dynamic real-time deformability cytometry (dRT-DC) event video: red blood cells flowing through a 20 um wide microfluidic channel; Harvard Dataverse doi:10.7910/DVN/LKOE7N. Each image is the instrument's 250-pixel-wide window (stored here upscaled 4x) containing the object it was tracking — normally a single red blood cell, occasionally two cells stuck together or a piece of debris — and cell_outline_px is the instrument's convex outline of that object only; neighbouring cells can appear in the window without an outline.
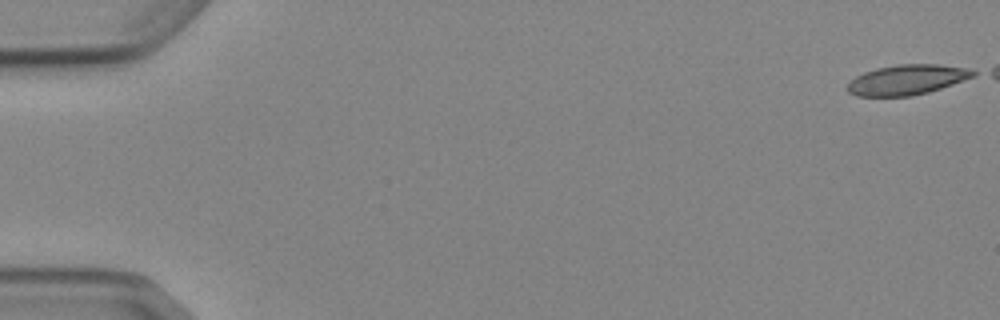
{"species": "Egyptian fruit bat (a non-hibernating species)", "species_latin": "Rousettus aegyptiacus", "temperature_condition": "cold", "stored_images_in_passage": 5, "camera_frame_rate_fps": 3000, "um_per_image_px": 0.085, "animal": {"sex": "female"}, "frame": {"image": 1, "passage_image": 1, "time_ms": 0.0, "image_size_px": [1000, 320], "cell_outline_px": [[976, 76], [928, 92], [912, 96], [856, 96], [848, 92], [844, 88], [856, 76], [864, 72], [876, 68], [896, 64], [940, 64], [964, 68], [976, 72]], "centroid_in_image_um": [77.05, 6.78], "position_along_channel_um": 7.9, "area_um2": 22.02}}